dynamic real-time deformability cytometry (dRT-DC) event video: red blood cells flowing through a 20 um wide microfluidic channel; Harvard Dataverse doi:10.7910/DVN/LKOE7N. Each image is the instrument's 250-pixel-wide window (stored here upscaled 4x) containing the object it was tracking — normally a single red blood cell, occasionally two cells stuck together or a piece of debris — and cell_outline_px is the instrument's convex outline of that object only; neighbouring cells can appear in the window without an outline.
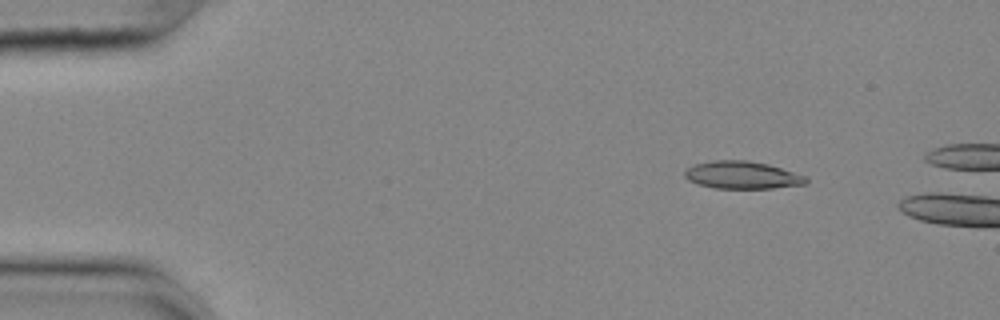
{"species": "common noctule bat (a hibernating species)", "species_latin": "Nyctalus noctula", "temperature_condition": "cold", "stored_images_in_passage": 11, "camera_frame_rate_fps": 3000, "um_per_image_px": 0.085, "animal": {"sex": "female", "body_mass_g": 25.1}, "frame": {"image": 1, "passage_image": 7, "time_ms": 2.0, "image_size_px": [1000, 320], "cell_outline_px": [[808, 184], [772, 188], [716, 188], [696, 184], [688, 180], [684, 176], [684, 172], [688, 168], [696, 164], [712, 160], [748, 160], [768, 164], [808, 176]], "centroid_in_image_um": [63.11, 14.88], "position_along_channel_um": 21.9, "area_um2": 19.59}}